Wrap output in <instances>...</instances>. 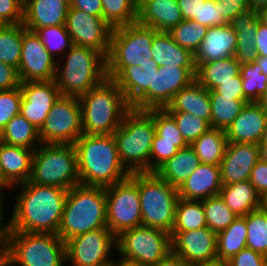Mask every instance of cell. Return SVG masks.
I'll list each match as a JSON object with an SVG mask.
<instances>
[{
	"mask_svg": "<svg viewBox=\"0 0 267 266\" xmlns=\"http://www.w3.org/2000/svg\"><path fill=\"white\" fill-rule=\"evenodd\" d=\"M219 2L221 15L229 23L238 14L250 10L248 0H215Z\"/></svg>",
	"mask_w": 267,
	"mask_h": 266,
	"instance_id": "obj_53",
	"label": "cell"
},
{
	"mask_svg": "<svg viewBox=\"0 0 267 266\" xmlns=\"http://www.w3.org/2000/svg\"><path fill=\"white\" fill-rule=\"evenodd\" d=\"M176 121L184 140L190 145L207 132L211 125L207 120L187 112H168Z\"/></svg>",
	"mask_w": 267,
	"mask_h": 266,
	"instance_id": "obj_47",
	"label": "cell"
},
{
	"mask_svg": "<svg viewBox=\"0 0 267 266\" xmlns=\"http://www.w3.org/2000/svg\"><path fill=\"white\" fill-rule=\"evenodd\" d=\"M82 134L79 98L60 95L39 130L41 143L74 144Z\"/></svg>",
	"mask_w": 267,
	"mask_h": 266,
	"instance_id": "obj_13",
	"label": "cell"
},
{
	"mask_svg": "<svg viewBox=\"0 0 267 266\" xmlns=\"http://www.w3.org/2000/svg\"><path fill=\"white\" fill-rule=\"evenodd\" d=\"M2 198H1V192H0V231L7 236L9 231L11 230V220H9L8 223L4 224V218H3V203H2Z\"/></svg>",
	"mask_w": 267,
	"mask_h": 266,
	"instance_id": "obj_61",
	"label": "cell"
},
{
	"mask_svg": "<svg viewBox=\"0 0 267 266\" xmlns=\"http://www.w3.org/2000/svg\"><path fill=\"white\" fill-rule=\"evenodd\" d=\"M260 159L267 162V143H259Z\"/></svg>",
	"mask_w": 267,
	"mask_h": 266,
	"instance_id": "obj_65",
	"label": "cell"
},
{
	"mask_svg": "<svg viewBox=\"0 0 267 266\" xmlns=\"http://www.w3.org/2000/svg\"><path fill=\"white\" fill-rule=\"evenodd\" d=\"M158 69L157 63L126 66L113 79L132 108L153 109V79Z\"/></svg>",
	"mask_w": 267,
	"mask_h": 266,
	"instance_id": "obj_17",
	"label": "cell"
},
{
	"mask_svg": "<svg viewBox=\"0 0 267 266\" xmlns=\"http://www.w3.org/2000/svg\"><path fill=\"white\" fill-rule=\"evenodd\" d=\"M248 1L250 8L256 11L267 6V0H248Z\"/></svg>",
	"mask_w": 267,
	"mask_h": 266,
	"instance_id": "obj_63",
	"label": "cell"
},
{
	"mask_svg": "<svg viewBox=\"0 0 267 266\" xmlns=\"http://www.w3.org/2000/svg\"><path fill=\"white\" fill-rule=\"evenodd\" d=\"M228 140L222 129L210 128L190 146L203 164L220 165Z\"/></svg>",
	"mask_w": 267,
	"mask_h": 266,
	"instance_id": "obj_35",
	"label": "cell"
},
{
	"mask_svg": "<svg viewBox=\"0 0 267 266\" xmlns=\"http://www.w3.org/2000/svg\"><path fill=\"white\" fill-rule=\"evenodd\" d=\"M207 30L208 27L196 21L183 20L168 33L180 47L194 54L207 34Z\"/></svg>",
	"mask_w": 267,
	"mask_h": 266,
	"instance_id": "obj_44",
	"label": "cell"
},
{
	"mask_svg": "<svg viewBox=\"0 0 267 266\" xmlns=\"http://www.w3.org/2000/svg\"><path fill=\"white\" fill-rule=\"evenodd\" d=\"M73 145L80 184L106 188L131 175L119 159L113 134H82Z\"/></svg>",
	"mask_w": 267,
	"mask_h": 266,
	"instance_id": "obj_2",
	"label": "cell"
},
{
	"mask_svg": "<svg viewBox=\"0 0 267 266\" xmlns=\"http://www.w3.org/2000/svg\"><path fill=\"white\" fill-rule=\"evenodd\" d=\"M16 197L11 230L29 233L57 234L68 190L56 187L24 182Z\"/></svg>",
	"mask_w": 267,
	"mask_h": 266,
	"instance_id": "obj_1",
	"label": "cell"
},
{
	"mask_svg": "<svg viewBox=\"0 0 267 266\" xmlns=\"http://www.w3.org/2000/svg\"><path fill=\"white\" fill-rule=\"evenodd\" d=\"M119 159L130 173H150V153L155 135L154 109L130 108L113 133Z\"/></svg>",
	"mask_w": 267,
	"mask_h": 266,
	"instance_id": "obj_3",
	"label": "cell"
},
{
	"mask_svg": "<svg viewBox=\"0 0 267 266\" xmlns=\"http://www.w3.org/2000/svg\"><path fill=\"white\" fill-rule=\"evenodd\" d=\"M22 92L20 87L0 91V132L20 113Z\"/></svg>",
	"mask_w": 267,
	"mask_h": 266,
	"instance_id": "obj_48",
	"label": "cell"
},
{
	"mask_svg": "<svg viewBox=\"0 0 267 266\" xmlns=\"http://www.w3.org/2000/svg\"><path fill=\"white\" fill-rule=\"evenodd\" d=\"M257 57H267V26L258 22L255 40Z\"/></svg>",
	"mask_w": 267,
	"mask_h": 266,
	"instance_id": "obj_59",
	"label": "cell"
},
{
	"mask_svg": "<svg viewBox=\"0 0 267 266\" xmlns=\"http://www.w3.org/2000/svg\"><path fill=\"white\" fill-rule=\"evenodd\" d=\"M102 17L112 27L137 22L138 0H101Z\"/></svg>",
	"mask_w": 267,
	"mask_h": 266,
	"instance_id": "obj_40",
	"label": "cell"
},
{
	"mask_svg": "<svg viewBox=\"0 0 267 266\" xmlns=\"http://www.w3.org/2000/svg\"><path fill=\"white\" fill-rule=\"evenodd\" d=\"M215 91L221 96L234 97L235 99H246L243 93L242 81H227L219 85Z\"/></svg>",
	"mask_w": 267,
	"mask_h": 266,
	"instance_id": "obj_58",
	"label": "cell"
},
{
	"mask_svg": "<svg viewBox=\"0 0 267 266\" xmlns=\"http://www.w3.org/2000/svg\"><path fill=\"white\" fill-rule=\"evenodd\" d=\"M106 227L104 187L77 184L68 190L57 232L64 242L86 232Z\"/></svg>",
	"mask_w": 267,
	"mask_h": 266,
	"instance_id": "obj_5",
	"label": "cell"
},
{
	"mask_svg": "<svg viewBox=\"0 0 267 266\" xmlns=\"http://www.w3.org/2000/svg\"><path fill=\"white\" fill-rule=\"evenodd\" d=\"M20 83L17 68L0 62V91L20 87Z\"/></svg>",
	"mask_w": 267,
	"mask_h": 266,
	"instance_id": "obj_55",
	"label": "cell"
},
{
	"mask_svg": "<svg viewBox=\"0 0 267 266\" xmlns=\"http://www.w3.org/2000/svg\"><path fill=\"white\" fill-rule=\"evenodd\" d=\"M23 23L7 24L0 30V62L18 69L22 54Z\"/></svg>",
	"mask_w": 267,
	"mask_h": 266,
	"instance_id": "obj_39",
	"label": "cell"
},
{
	"mask_svg": "<svg viewBox=\"0 0 267 266\" xmlns=\"http://www.w3.org/2000/svg\"><path fill=\"white\" fill-rule=\"evenodd\" d=\"M244 97L249 102H258L267 90V76L262 73V68L256 61L241 64Z\"/></svg>",
	"mask_w": 267,
	"mask_h": 266,
	"instance_id": "obj_43",
	"label": "cell"
},
{
	"mask_svg": "<svg viewBox=\"0 0 267 266\" xmlns=\"http://www.w3.org/2000/svg\"><path fill=\"white\" fill-rule=\"evenodd\" d=\"M177 0H138L137 23L159 32H169L183 21Z\"/></svg>",
	"mask_w": 267,
	"mask_h": 266,
	"instance_id": "obj_24",
	"label": "cell"
},
{
	"mask_svg": "<svg viewBox=\"0 0 267 266\" xmlns=\"http://www.w3.org/2000/svg\"><path fill=\"white\" fill-rule=\"evenodd\" d=\"M258 22V13L253 9L238 14L229 22L238 39L234 57L241 64L254 62L257 59L255 40Z\"/></svg>",
	"mask_w": 267,
	"mask_h": 266,
	"instance_id": "obj_29",
	"label": "cell"
},
{
	"mask_svg": "<svg viewBox=\"0 0 267 266\" xmlns=\"http://www.w3.org/2000/svg\"><path fill=\"white\" fill-rule=\"evenodd\" d=\"M260 143H267V123H266V127L264 129V132H263V135H262Z\"/></svg>",
	"mask_w": 267,
	"mask_h": 266,
	"instance_id": "obj_72",
	"label": "cell"
},
{
	"mask_svg": "<svg viewBox=\"0 0 267 266\" xmlns=\"http://www.w3.org/2000/svg\"><path fill=\"white\" fill-rule=\"evenodd\" d=\"M186 266H224V264L218 261H213L209 263H191V264H186Z\"/></svg>",
	"mask_w": 267,
	"mask_h": 266,
	"instance_id": "obj_67",
	"label": "cell"
},
{
	"mask_svg": "<svg viewBox=\"0 0 267 266\" xmlns=\"http://www.w3.org/2000/svg\"><path fill=\"white\" fill-rule=\"evenodd\" d=\"M207 227L216 233L226 229L237 217L220 195L201 200Z\"/></svg>",
	"mask_w": 267,
	"mask_h": 266,
	"instance_id": "obj_42",
	"label": "cell"
},
{
	"mask_svg": "<svg viewBox=\"0 0 267 266\" xmlns=\"http://www.w3.org/2000/svg\"><path fill=\"white\" fill-rule=\"evenodd\" d=\"M247 224L244 216H237L224 230L217 233V261L225 263L247 248Z\"/></svg>",
	"mask_w": 267,
	"mask_h": 266,
	"instance_id": "obj_34",
	"label": "cell"
},
{
	"mask_svg": "<svg viewBox=\"0 0 267 266\" xmlns=\"http://www.w3.org/2000/svg\"><path fill=\"white\" fill-rule=\"evenodd\" d=\"M219 2L205 0L199 10V23L206 27L222 26L229 24L221 15Z\"/></svg>",
	"mask_w": 267,
	"mask_h": 266,
	"instance_id": "obj_50",
	"label": "cell"
},
{
	"mask_svg": "<svg viewBox=\"0 0 267 266\" xmlns=\"http://www.w3.org/2000/svg\"><path fill=\"white\" fill-rule=\"evenodd\" d=\"M0 141L8 145L22 146L33 150L38 147L36 142L39 147L41 144L39 130L20 113L15 115L0 132Z\"/></svg>",
	"mask_w": 267,
	"mask_h": 266,
	"instance_id": "obj_36",
	"label": "cell"
},
{
	"mask_svg": "<svg viewBox=\"0 0 267 266\" xmlns=\"http://www.w3.org/2000/svg\"><path fill=\"white\" fill-rule=\"evenodd\" d=\"M261 208L267 209V192L261 196Z\"/></svg>",
	"mask_w": 267,
	"mask_h": 266,
	"instance_id": "obj_71",
	"label": "cell"
},
{
	"mask_svg": "<svg viewBox=\"0 0 267 266\" xmlns=\"http://www.w3.org/2000/svg\"><path fill=\"white\" fill-rule=\"evenodd\" d=\"M249 180L260 196L265 194L267 192V162L260 159L253 167Z\"/></svg>",
	"mask_w": 267,
	"mask_h": 266,
	"instance_id": "obj_54",
	"label": "cell"
},
{
	"mask_svg": "<svg viewBox=\"0 0 267 266\" xmlns=\"http://www.w3.org/2000/svg\"><path fill=\"white\" fill-rule=\"evenodd\" d=\"M178 151L177 142L153 141L150 153V173H154Z\"/></svg>",
	"mask_w": 267,
	"mask_h": 266,
	"instance_id": "obj_49",
	"label": "cell"
},
{
	"mask_svg": "<svg viewBox=\"0 0 267 266\" xmlns=\"http://www.w3.org/2000/svg\"><path fill=\"white\" fill-rule=\"evenodd\" d=\"M65 26L74 45L94 49L105 58L108 56L113 28L103 17L69 7Z\"/></svg>",
	"mask_w": 267,
	"mask_h": 266,
	"instance_id": "obj_15",
	"label": "cell"
},
{
	"mask_svg": "<svg viewBox=\"0 0 267 266\" xmlns=\"http://www.w3.org/2000/svg\"><path fill=\"white\" fill-rule=\"evenodd\" d=\"M69 0H24L23 25L34 32L49 26L65 25Z\"/></svg>",
	"mask_w": 267,
	"mask_h": 266,
	"instance_id": "obj_25",
	"label": "cell"
},
{
	"mask_svg": "<svg viewBox=\"0 0 267 266\" xmlns=\"http://www.w3.org/2000/svg\"><path fill=\"white\" fill-rule=\"evenodd\" d=\"M112 266H141V265L131 264L128 262L118 260V262L113 261Z\"/></svg>",
	"mask_w": 267,
	"mask_h": 266,
	"instance_id": "obj_70",
	"label": "cell"
},
{
	"mask_svg": "<svg viewBox=\"0 0 267 266\" xmlns=\"http://www.w3.org/2000/svg\"><path fill=\"white\" fill-rule=\"evenodd\" d=\"M83 134L110 135L121 125L131 108L118 85L106 78L79 98Z\"/></svg>",
	"mask_w": 267,
	"mask_h": 266,
	"instance_id": "obj_4",
	"label": "cell"
},
{
	"mask_svg": "<svg viewBox=\"0 0 267 266\" xmlns=\"http://www.w3.org/2000/svg\"><path fill=\"white\" fill-rule=\"evenodd\" d=\"M267 113L258 102L247 103L228 127V143L259 144L266 127Z\"/></svg>",
	"mask_w": 267,
	"mask_h": 266,
	"instance_id": "obj_22",
	"label": "cell"
},
{
	"mask_svg": "<svg viewBox=\"0 0 267 266\" xmlns=\"http://www.w3.org/2000/svg\"><path fill=\"white\" fill-rule=\"evenodd\" d=\"M222 188L219 165L200 163L178 188L179 198L204 200L219 195Z\"/></svg>",
	"mask_w": 267,
	"mask_h": 266,
	"instance_id": "obj_26",
	"label": "cell"
},
{
	"mask_svg": "<svg viewBox=\"0 0 267 266\" xmlns=\"http://www.w3.org/2000/svg\"><path fill=\"white\" fill-rule=\"evenodd\" d=\"M255 61L262 68V73L267 76V57H257Z\"/></svg>",
	"mask_w": 267,
	"mask_h": 266,
	"instance_id": "obj_66",
	"label": "cell"
},
{
	"mask_svg": "<svg viewBox=\"0 0 267 266\" xmlns=\"http://www.w3.org/2000/svg\"><path fill=\"white\" fill-rule=\"evenodd\" d=\"M116 245V236L108 227L86 232L65 241L66 262L73 266H108L115 261L108 255Z\"/></svg>",
	"mask_w": 267,
	"mask_h": 266,
	"instance_id": "obj_14",
	"label": "cell"
},
{
	"mask_svg": "<svg viewBox=\"0 0 267 266\" xmlns=\"http://www.w3.org/2000/svg\"><path fill=\"white\" fill-rule=\"evenodd\" d=\"M202 227H207L202 201L179 198L171 232H186Z\"/></svg>",
	"mask_w": 267,
	"mask_h": 266,
	"instance_id": "obj_38",
	"label": "cell"
},
{
	"mask_svg": "<svg viewBox=\"0 0 267 266\" xmlns=\"http://www.w3.org/2000/svg\"><path fill=\"white\" fill-rule=\"evenodd\" d=\"M67 52L64 66H57L55 81L60 95L80 98L107 78L106 58L94 49L76 45Z\"/></svg>",
	"mask_w": 267,
	"mask_h": 266,
	"instance_id": "obj_6",
	"label": "cell"
},
{
	"mask_svg": "<svg viewBox=\"0 0 267 266\" xmlns=\"http://www.w3.org/2000/svg\"><path fill=\"white\" fill-rule=\"evenodd\" d=\"M138 189L142 225L171 233L179 199L178 189L155 173H138Z\"/></svg>",
	"mask_w": 267,
	"mask_h": 266,
	"instance_id": "obj_10",
	"label": "cell"
},
{
	"mask_svg": "<svg viewBox=\"0 0 267 266\" xmlns=\"http://www.w3.org/2000/svg\"><path fill=\"white\" fill-rule=\"evenodd\" d=\"M211 101V128L226 131L243 107L249 103L247 99H235L219 95L215 90L209 91Z\"/></svg>",
	"mask_w": 267,
	"mask_h": 266,
	"instance_id": "obj_37",
	"label": "cell"
},
{
	"mask_svg": "<svg viewBox=\"0 0 267 266\" xmlns=\"http://www.w3.org/2000/svg\"><path fill=\"white\" fill-rule=\"evenodd\" d=\"M155 30L138 24L112 29L106 57L107 78L114 79L126 66L156 63L151 52Z\"/></svg>",
	"mask_w": 267,
	"mask_h": 266,
	"instance_id": "obj_8",
	"label": "cell"
},
{
	"mask_svg": "<svg viewBox=\"0 0 267 266\" xmlns=\"http://www.w3.org/2000/svg\"><path fill=\"white\" fill-rule=\"evenodd\" d=\"M24 0H0V19L5 24L23 23Z\"/></svg>",
	"mask_w": 267,
	"mask_h": 266,
	"instance_id": "obj_51",
	"label": "cell"
},
{
	"mask_svg": "<svg viewBox=\"0 0 267 266\" xmlns=\"http://www.w3.org/2000/svg\"><path fill=\"white\" fill-rule=\"evenodd\" d=\"M154 125L153 141L177 142L179 149L189 145L182 137L176 121L165 109H154Z\"/></svg>",
	"mask_w": 267,
	"mask_h": 266,
	"instance_id": "obj_45",
	"label": "cell"
},
{
	"mask_svg": "<svg viewBox=\"0 0 267 266\" xmlns=\"http://www.w3.org/2000/svg\"><path fill=\"white\" fill-rule=\"evenodd\" d=\"M258 103L262 106V108L264 109V111L267 113V90L262 95V97L260 98V100L258 101Z\"/></svg>",
	"mask_w": 267,
	"mask_h": 266,
	"instance_id": "obj_68",
	"label": "cell"
},
{
	"mask_svg": "<svg viewBox=\"0 0 267 266\" xmlns=\"http://www.w3.org/2000/svg\"><path fill=\"white\" fill-rule=\"evenodd\" d=\"M196 80V68L159 67L153 79V109H164L182 88Z\"/></svg>",
	"mask_w": 267,
	"mask_h": 266,
	"instance_id": "obj_21",
	"label": "cell"
},
{
	"mask_svg": "<svg viewBox=\"0 0 267 266\" xmlns=\"http://www.w3.org/2000/svg\"><path fill=\"white\" fill-rule=\"evenodd\" d=\"M170 235L172 252L186 264L217 261V233L208 227Z\"/></svg>",
	"mask_w": 267,
	"mask_h": 266,
	"instance_id": "obj_18",
	"label": "cell"
},
{
	"mask_svg": "<svg viewBox=\"0 0 267 266\" xmlns=\"http://www.w3.org/2000/svg\"><path fill=\"white\" fill-rule=\"evenodd\" d=\"M107 227L117 237L142 225L138 173L105 188Z\"/></svg>",
	"mask_w": 267,
	"mask_h": 266,
	"instance_id": "obj_12",
	"label": "cell"
},
{
	"mask_svg": "<svg viewBox=\"0 0 267 266\" xmlns=\"http://www.w3.org/2000/svg\"><path fill=\"white\" fill-rule=\"evenodd\" d=\"M7 24H5L1 19H0V30Z\"/></svg>",
	"mask_w": 267,
	"mask_h": 266,
	"instance_id": "obj_73",
	"label": "cell"
},
{
	"mask_svg": "<svg viewBox=\"0 0 267 266\" xmlns=\"http://www.w3.org/2000/svg\"><path fill=\"white\" fill-rule=\"evenodd\" d=\"M244 217L247 224V248L267 257V209L260 207Z\"/></svg>",
	"mask_w": 267,
	"mask_h": 266,
	"instance_id": "obj_41",
	"label": "cell"
},
{
	"mask_svg": "<svg viewBox=\"0 0 267 266\" xmlns=\"http://www.w3.org/2000/svg\"><path fill=\"white\" fill-rule=\"evenodd\" d=\"M35 32L26 30L22 38V54L17 69L21 82L55 80L58 64Z\"/></svg>",
	"mask_w": 267,
	"mask_h": 266,
	"instance_id": "obj_16",
	"label": "cell"
},
{
	"mask_svg": "<svg viewBox=\"0 0 267 266\" xmlns=\"http://www.w3.org/2000/svg\"><path fill=\"white\" fill-rule=\"evenodd\" d=\"M259 22L267 26V6L257 11Z\"/></svg>",
	"mask_w": 267,
	"mask_h": 266,
	"instance_id": "obj_64",
	"label": "cell"
},
{
	"mask_svg": "<svg viewBox=\"0 0 267 266\" xmlns=\"http://www.w3.org/2000/svg\"><path fill=\"white\" fill-rule=\"evenodd\" d=\"M151 52L153 60L159 67L167 65L181 68H196L194 54L180 47L168 32L155 30Z\"/></svg>",
	"mask_w": 267,
	"mask_h": 266,
	"instance_id": "obj_30",
	"label": "cell"
},
{
	"mask_svg": "<svg viewBox=\"0 0 267 266\" xmlns=\"http://www.w3.org/2000/svg\"><path fill=\"white\" fill-rule=\"evenodd\" d=\"M237 33L227 24L209 27L199 48L194 53L196 69L205 62L235 56Z\"/></svg>",
	"mask_w": 267,
	"mask_h": 266,
	"instance_id": "obj_23",
	"label": "cell"
},
{
	"mask_svg": "<svg viewBox=\"0 0 267 266\" xmlns=\"http://www.w3.org/2000/svg\"><path fill=\"white\" fill-rule=\"evenodd\" d=\"M20 89V114L40 130L52 105L60 96L56 81L21 82Z\"/></svg>",
	"mask_w": 267,
	"mask_h": 266,
	"instance_id": "obj_19",
	"label": "cell"
},
{
	"mask_svg": "<svg viewBox=\"0 0 267 266\" xmlns=\"http://www.w3.org/2000/svg\"><path fill=\"white\" fill-rule=\"evenodd\" d=\"M200 160L194 149L188 145L162 164L154 173L175 188H179L185 180L198 168Z\"/></svg>",
	"mask_w": 267,
	"mask_h": 266,
	"instance_id": "obj_32",
	"label": "cell"
},
{
	"mask_svg": "<svg viewBox=\"0 0 267 266\" xmlns=\"http://www.w3.org/2000/svg\"><path fill=\"white\" fill-rule=\"evenodd\" d=\"M29 181L66 190L80 184L74 145L41 144L33 154Z\"/></svg>",
	"mask_w": 267,
	"mask_h": 266,
	"instance_id": "obj_9",
	"label": "cell"
},
{
	"mask_svg": "<svg viewBox=\"0 0 267 266\" xmlns=\"http://www.w3.org/2000/svg\"><path fill=\"white\" fill-rule=\"evenodd\" d=\"M2 187L8 188V187H12V186L6 181V179L3 177L1 170H0V190L2 189Z\"/></svg>",
	"mask_w": 267,
	"mask_h": 266,
	"instance_id": "obj_69",
	"label": "cell"
},
{
	"mask_svg": "<svg viewBox=\"0 0 267 266\" xmlns=\"http://www.w3.org/2000/svg\"><path fill=\"white\" fill-rule=\"evenodd\" d=\"M260 160L259 146L253 143H228L219 165L222 186L249 180Z\"/></svg>",
	"mask_w": 267,
	"mask_h": 266,
	"instance_id": "obj_20",
	"label": "cell"
},
{
	"mask_svg": "<svg viewBox=\"0 0 267 266\" xmlns=\"http://www.w3.org/2000/svg\"><path fill=\"white\" fill-rule=\"evenodd\" d=\"M33 149L0 141V170L12 186L28 182L32 174Z\"/></svg>",
	"mask_w": 267,
	"mask_h": 266,
	"instance_id": "obj_27",
	"label": "cell"
},
{
	"mask_svg": "<svg viewBox=\"0 0 267 266\" xmlns=\"http://www.w3.org/2000/svg\"><path fill=\"white\" fill-rule=\"evenodd\" d=\"M69 7L79 9L90 15L102 17L101 0H69Z\"/></svg>",
	"mask_w": 267,
	"mask_h": 266,
	"instance_id": "obj_57",
	"label": "cell"
},
{
	"mask_svg": "<svg viewBox=\"0 0 267 266\" xmlns=\"http://www.w3.org/2000/svg\"><path fill=\"white\" fill-rule=\"evenodd\" d=\"M6 261V236L0 231V266Z\"/></svg>",
	"mask_w": 267,
	"mask_h": 266,
	"instance_id": "obj_62",
	"label": "cell"
},
{
	"mask_svg": "<svg viewBox=\"0 0 267 266\" xmlns=\"http://www.w3.org/2000/svg\"><path fill=\"white\" fill-rule=\"evenodd\" d=\"M34 32L53 58H55L54 52L62 53L63 50H69L74 45L65 25L42 27Z\"/></svg>",
	"mask_w": 267,
	"mask_h": 266,
	"instance_id": "obj_46",
	"label": "cell"
},
{
	"mask_svg": "<svg viewBox=\"0 0 267 266\" xmlns=\"http://www.w3.org/2000/svg\"><path fill=\"white\" fill-rule=\"evenodd\" d=\"M219 195L237 216H245L261 207V196L250 180L224 185Z\"/></svg>",
	"mask_w": 267,
	"mask_h": 266,
	"instance_id": "obj_33",
	"label": "cell"
},
{
	"mask_svg": "<svg viewBox=\"0 0 267 266\" xmlns=\"http://www.w3.org/2000/svg\"><path fill=\"white\" fill-rule=\"evenodd\" d=\"M263 266H267V257H266V260L264 262V265Z\"/></svg>",
	"mask_w": 267,
	"mask_h": 266,
	"instance_id": "obj_74",
	"label": "cell"
},
{
	"mask_svg": "<svg viewBox=\"0 0 267 266\" xmlns=\"http://www.w3.org/2000/svg\"><path fill=\"white\" fill-rule=\"evenodd\" d=\"M184 20H193L199 23V10L205 0H177Z\"/></svg>",
	"mask_w": 267,
	"mask_h": 266,
	"instance_id": "obj_56",
	"label": "cell"
},
{
	"mask_svg": "<svg viewBox=\"0 0 267 266\" xmlns=\"http://www.w3.org/2000/svg\"><path fill=\"white\" fill-rule=\"evenodd\" d=\"M116 244L121 261L141 266H153L172 251L170 233L144 225L123 231Z\"/></svg>",
	"mask_w": 267,
	"mask_h": 266,
	"instance_id": "obj_11",
	"label": "cell"
},
{
	"mask_svg": "<svg viewBox=\"0 0 267 266\" xmlns=\"http://www.w3.org/2000/svg\"><path fill=\"white\" fill-rule=\"evenodd\" d=\"M266 257L252 249L245 248L224 263V266H263Z\"/></svg>",
	"mask_w": 267,
	"mask_h": 266,
	"instance_id": "obj_52",
	"label": "cell"
},
{
	"mask_svg": "<svg viewBox=\"0 0 267 266\" xmlns=\"http://www.w3.org/2000/svg\"><path fill=\"white\" fill-rule=\"evenodd\" d=\"M240 67L234 56L205 62L196 69V80L207 90H215L223 82L242 81Z\"/></svg>",
	"mask_w": 267,
	"mask_h": 266,
	"instance_id": "obj_31",
	"label": "cell"
},
{
	"mask_svg": "<svg viewBox=\"0 0 267 266\" xmlns=\"http://www.w3.org/2000/svg\"><path fill=\"white\" fill-rule=\"evenodd\" d=\"M167 112H187L207 120L211 125V101L209 90L197 80L182 88L164 108Z\"/></svg>",
	"mask_w": 267,
	"mask_h": 266,
	"instance_id": "obj_28",
	"label": "cell"
},
{
	"mask_svg": "<svg viewBox=\"0 0 267 266\" xmlns=\"http://www.w3.org/2000/svg\"><path fill=\"white\" fill-rule=\"evenodd\" d=\"M153 266H186V263L172 251Z\"/></svg>",
	"mask_w": 267,
	"mask_h": 266,
	"instance_id": "obj_60",
	"label": "cell"
},
{
	"mask_svg": "<svg viewBox=\"0 0 267 266\" xmlns=\"http://www.w3.org/2000/svg\"><path fill=\"white\" fill-rule=\"evenodd\" d=\"M65 242L58 234L10 230L6 236L4 266H63Z\"/></svg>",
	"mask_w": 267,
	"mask_h": 266,
	"instance_id": "obj_7",
	"label": "cell"
}]
</instances>
